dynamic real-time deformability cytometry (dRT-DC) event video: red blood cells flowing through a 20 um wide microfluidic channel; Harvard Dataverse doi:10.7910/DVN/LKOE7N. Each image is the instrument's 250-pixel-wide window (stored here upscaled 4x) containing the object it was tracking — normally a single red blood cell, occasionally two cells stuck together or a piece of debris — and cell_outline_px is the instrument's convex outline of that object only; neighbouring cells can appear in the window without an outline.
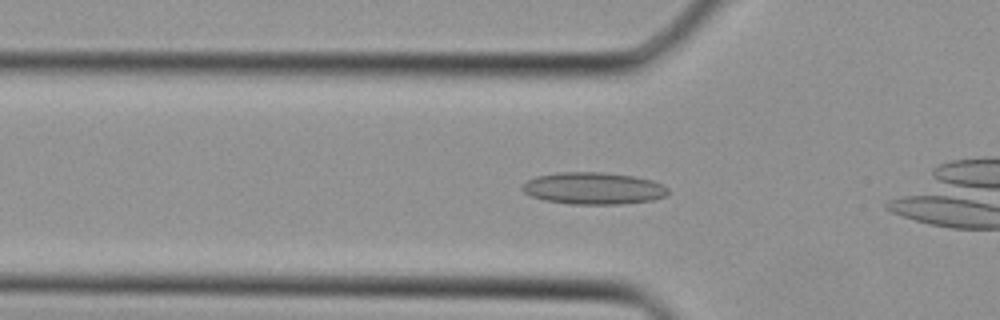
{"species": "Egyptian fruit bat (a non-hibernating species)", "species_latin": "Rousettus aegyptiacus", "temperature_condition": "cold", "stored_images_in_passage": 20, "camera_frame_rate_fps": 3000, "um_per_image_px": 0.085, "animal": {"sex": "female"}, "frame": {"image": 1, "passage_image": 3, "time_ms": 0.667, "image_size_px": [1000, 320], "cell_outline_px": [[668, 196], [652, 200], [620, 204], [572, 204], [544, 200], [532, 196], [524, 192], [520, 188], [528, 180], [536, 176], [560, 172], [600, 172], [636, 176], [652, 180], [664, 184], [668, 188]], "centroid_in_image_um": [50.48, 16.0], "position_along_channel_um": 75.3, "area_um2": 27.28}}
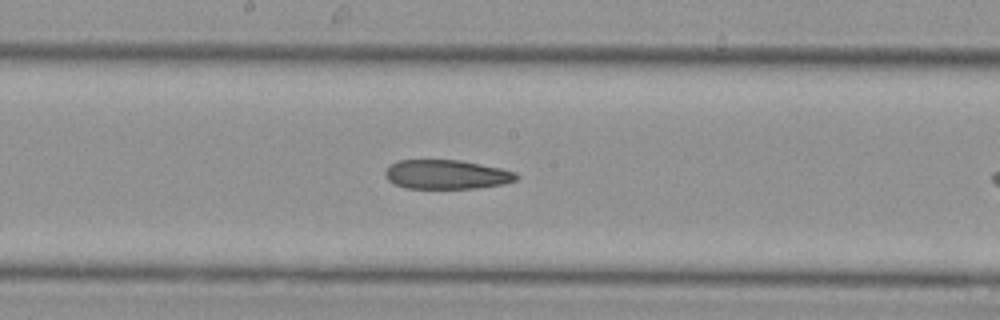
{"frame": {"image": 2, "passage_image": 10, "time_ms": 3.0, "image_size_px": [1000, 320], "cell_outline_px": [[520, 176], [516, 180], [504, 184], [476, 188], [404, 188], [388, 180], [384, 176], [384, 172], [396, 160], [460, 160], [500, 168], [516, 172]], "centroid_in_image_um": [37.96, 14.83], "position_along_channel_um": 210.2, "area_um2": 22.31}}
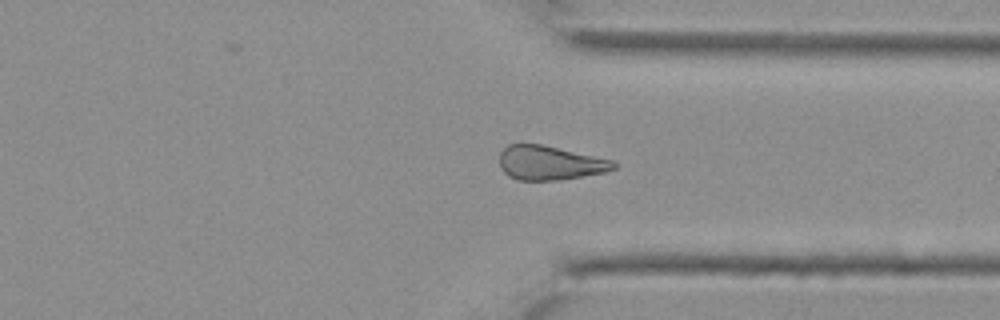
{"frame": {"image": 3, "passage_image": 18, "time_ms": 5.667, "image_size_px": [1000, 320], "cell_outline_px": [[616, 168], [604, 172], [556, 180], [516, 180], [508, 176], [500, 168], [500, 152], [508, 144], [540, 144], [612, 160], [616, 164]], "centroid_in_image_um": [46.68, 13.85], "position_along_channel_um": 364.7, "area_um2": 22.43}}